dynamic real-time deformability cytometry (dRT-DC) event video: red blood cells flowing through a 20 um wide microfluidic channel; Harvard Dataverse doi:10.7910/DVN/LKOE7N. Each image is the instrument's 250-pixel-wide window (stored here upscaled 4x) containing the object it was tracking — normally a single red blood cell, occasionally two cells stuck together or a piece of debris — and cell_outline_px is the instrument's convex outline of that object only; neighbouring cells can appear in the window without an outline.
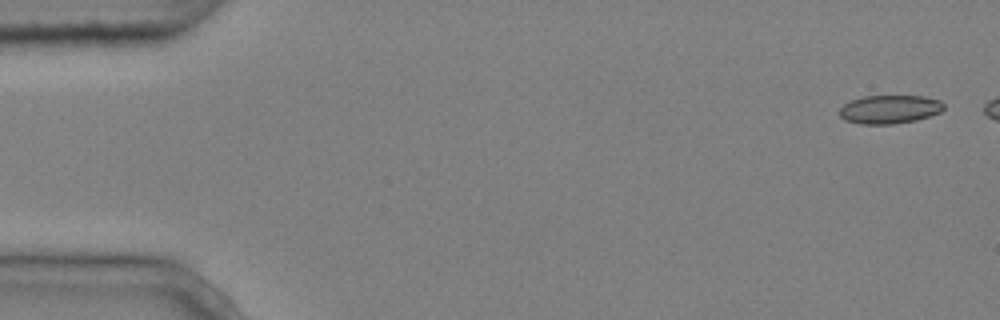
{"species": "common noctule bat (a hibernating species)", "species_latin": "Nyctalus noctula", "temperature_condition": "cold", "stored_images_in_passage": 5, "camera_frame_rate_fps": 3000, "um_per_image_px": 0.085, "animal": {"sex": "male", "body_mass_g": 20.4}, "frame": {"image": 1, "passage_image": 1, "time_ms": 0.0, "image_size_px": [1000, 320], "cell_outline_px": [[944, 108], [940, 112], [916, 120], [892, 124], [860, 124], [844, 120], [840, 116], [840, 108], [848, 100], [864, 96], [924, 96], [940, 100], [944, 104]], "centroid_in_image_um": [75.59, 9.29], "position_along_channel_um": 9.4, "area_um2": 17.4}}